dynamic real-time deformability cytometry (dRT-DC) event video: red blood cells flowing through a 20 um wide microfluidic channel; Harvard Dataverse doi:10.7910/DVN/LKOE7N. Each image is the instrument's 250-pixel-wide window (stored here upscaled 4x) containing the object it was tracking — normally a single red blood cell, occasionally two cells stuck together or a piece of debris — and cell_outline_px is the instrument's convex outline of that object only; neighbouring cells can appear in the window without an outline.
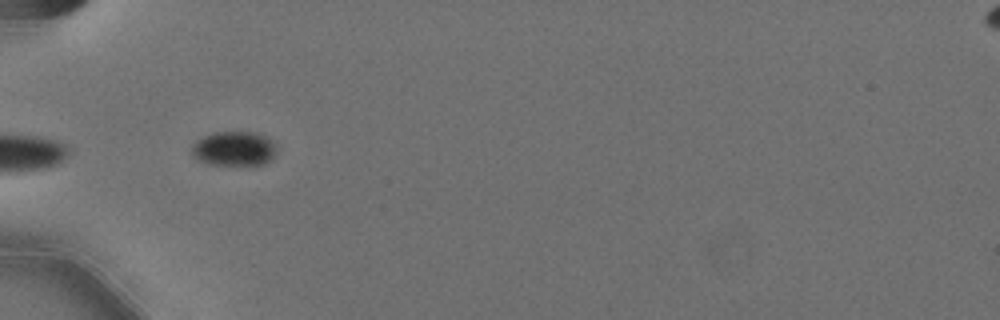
{"species": "Egyptian fruit bat (a non-hibernating species)", "species_latin": "Rousettus aegyptiacus", "temperature_condition": "cold", "stored_images_in_passage": 4, "camera_frame_rate_fps": 3000, "um_per_image_px": 0.085, "animal": {"sex": "female"}, "frame": {"image": 1, "passage_image": 1, "time_ms": 0.0, "image_size_px": [1000, 320], "cell_outline_px": [[276, 152], [272, 160], [264, 164], [208, 164], [192, 156], [192, 144], [196, 140], [212, 132], [256, 132], [276, 140]], "centroid_in_image_um": [19.94, 12.61], "position_along_channel_um": 65.1, "area_um2": 17.28}}